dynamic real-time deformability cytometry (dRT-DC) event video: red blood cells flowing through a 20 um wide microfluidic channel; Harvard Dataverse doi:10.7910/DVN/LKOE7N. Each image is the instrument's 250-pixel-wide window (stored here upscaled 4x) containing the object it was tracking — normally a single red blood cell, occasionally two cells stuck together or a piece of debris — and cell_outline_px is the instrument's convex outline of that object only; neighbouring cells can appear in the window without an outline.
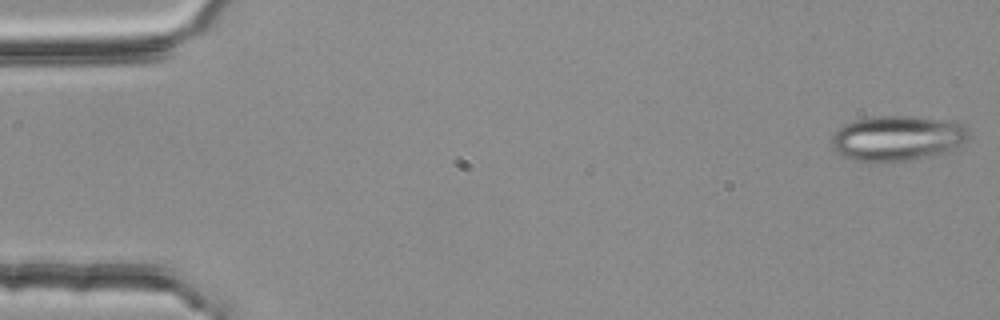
{"species": "common noctule bat (a hibernating species)", "species_latin": "Nyctalus noctula", "temperature_condition": "room temperature", "stored_images_in_passage": 4, "camera_frame_rate_fps": 3000, "um_per_image_px": 0.085, "animal": {"sex": "female", "body_mass_g": 25.1}, "frame": {"image": 1, "passage_image": 1, "time_ms": 0.0, "image_size_px": [1000, 320], "cell_outline_px": [[968, 136], [956, 148], [948, 152], [884, 164], [868, 164], [852, 160], [840, 156], [832, 148], [832, 136], [844, 124], [868, 116], [916, 116], [952, 120], [964, 124], [968, 128]], "centroid_in_image_um": [76.24, 11.76], "position_along_channel_um": 8.8, "area_um2": 36.99}}